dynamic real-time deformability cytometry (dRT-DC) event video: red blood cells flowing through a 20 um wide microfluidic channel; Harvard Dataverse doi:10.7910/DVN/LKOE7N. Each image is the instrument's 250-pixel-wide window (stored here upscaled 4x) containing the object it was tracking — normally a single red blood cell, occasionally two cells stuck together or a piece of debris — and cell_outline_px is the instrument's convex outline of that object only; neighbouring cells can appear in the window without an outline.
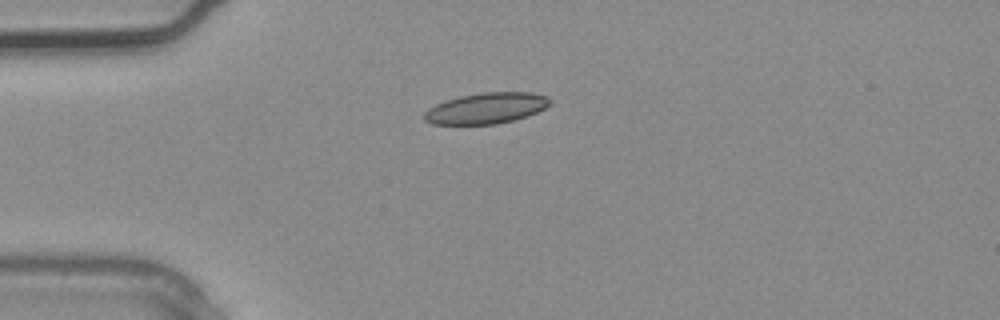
{"species": "common noctule bat (a hibernating species)", "species_latin": "Nyctalus noctula", "temperature_condition": "warm", "stored_images_in_passage": 1, "camera_frame_rate_fps": 3000, "um_per_image_px": 0.085, "animal": {"sex": "male", "body_mass_g": 20.4}, "frame": {"image": 1, "passage_image": 1, "time_ms": 0.0, "image_size_px": [1000, 320], "cell_outline_px": [[552, 104], [536, 112], [516, 120], [496, 124], [432, 124], [424, 120], [424, 112], [428, 108], [436, 104], [460, 96], [484, 92], [532, 92], [548, 96], [552, 100]], "centroid_in_image_um": [41.37, 9.19], "position_along_channel_um": 43.6, "area_um2": 22.72}}